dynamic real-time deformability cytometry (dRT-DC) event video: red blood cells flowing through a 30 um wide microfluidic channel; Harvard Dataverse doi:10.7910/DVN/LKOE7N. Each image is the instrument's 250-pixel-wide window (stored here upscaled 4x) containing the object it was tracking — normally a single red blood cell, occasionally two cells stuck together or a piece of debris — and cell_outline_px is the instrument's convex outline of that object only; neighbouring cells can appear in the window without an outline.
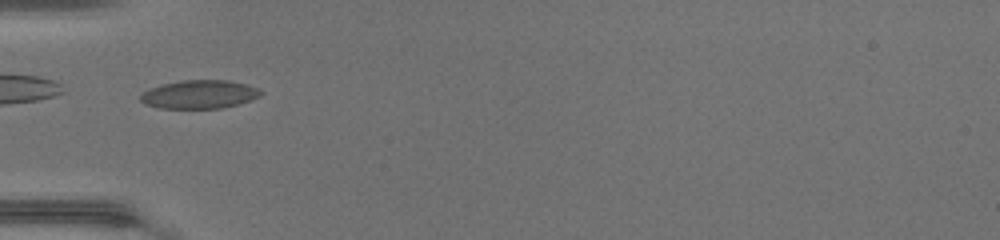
{"species": "common noctule bat (a hibernating species)", "species_latin": "Nyctalus noctula", "temperature_condition": "warm", "stored_images_in_passage": 31, "camera_frame_rate_fps": 3000, "um_per_image_px": 0.085, "animal": {"sex": "female", "body_mass_g": 17.0, "forearm_length_mm": 48.0}, "frame": {"image": 1, "passage_image": 1, "time_ms": 0.0, "image_size_px": [1000, 240], "cell_outline_px": [[264, 92], [260, 96], [252, 100], [220, 108], [160, 108], [144, 104], [140, 100], [140, 96], [148, 88], [160, 84], [180, 80], [228, 80], [260, 88]], "centroid_in_image_um": [16.94, 8.01], "position_along_channel_um": 68.1, "area_um2": 20.06}}
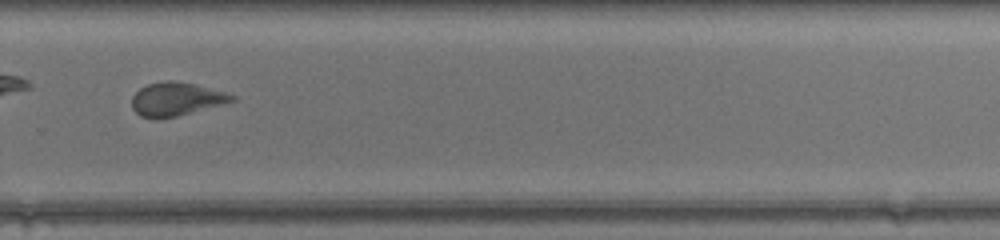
{"frame": {"image": 2, "passage_image": 18, "time_ms": 5.667, "image_size_px": [1000, 240], "cell_outline_px": [[236, 100], [224, 104], [176, 116], [156, 120], [140, 116], [132, 108], [132, 96], [140, 88], [148, 84], [164, 80], [168, 80], [196, 84], [224, 92], [236, 96]], "centroid_in_image_um": [14.96, 8.43], "position_along_channel_um": 314.8, "area_um2": 19.54}, "authors_computed_cell_mechanics": {"area_um2": 19.4208, "velocity_mm_per_s": 4.3735, "shape_relaxation_time_tau1_ms": 5.625, "shape_relaxation_time_tau2_ms": 1.1559, "deformation_change_tau1": 0.1569, "deformation_change_tau2": 0.0722}}